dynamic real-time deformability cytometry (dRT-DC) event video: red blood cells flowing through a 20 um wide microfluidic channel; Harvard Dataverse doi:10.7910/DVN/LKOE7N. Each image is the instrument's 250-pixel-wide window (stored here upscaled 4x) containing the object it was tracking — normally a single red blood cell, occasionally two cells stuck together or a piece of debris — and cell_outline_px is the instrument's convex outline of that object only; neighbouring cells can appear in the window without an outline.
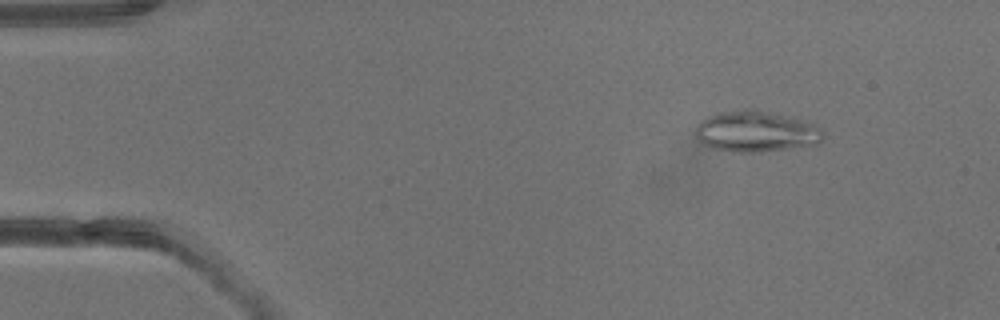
{"species": "common noctule bat (a hibernating species)", "species_latin": "Nyctalus noctula", "temperature_condition": "warm", "stored_images_in_passage": 3, "camera_frame_rate_fps": 3000, "um_per_image_px": 0.085, "animal": {"sex": "male", "body_mass_g": 13.3}, "frame": {"image": 1, "passage_image": 1, "time_ms": 0.0, "image_size_px": [1000, 320], "cell_outline_px": [[824, 136], [816, 144], [760, 152], [736, 152], [712, 148], [704, 144], [696, 136], [696, 124], [700, 120], [708, 116], [720, 112], [748, 108], [752, 108], [792, 116], [808, 120], [820, 128], [824, 132]], "centroid_in_image_um": [64.28, 11.15], "position_along_channel_um": 20.7, "area_um2": 30.75}}